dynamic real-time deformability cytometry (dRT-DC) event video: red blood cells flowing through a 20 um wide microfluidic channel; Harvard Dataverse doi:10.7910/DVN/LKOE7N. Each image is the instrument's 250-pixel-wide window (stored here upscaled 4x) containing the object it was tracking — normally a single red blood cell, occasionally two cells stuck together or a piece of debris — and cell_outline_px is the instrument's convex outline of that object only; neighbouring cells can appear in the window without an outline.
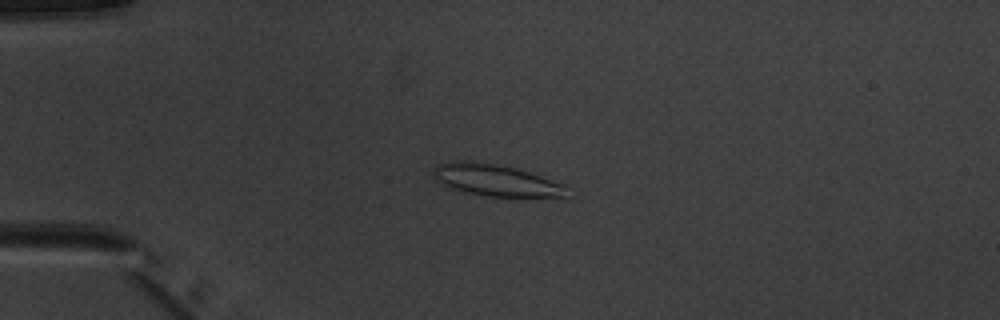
{"species": "common noctule bat (a hibernating species)", "species_latin": "Nyctalus noctula", "temperature_condition": "warm", "stored_images_in_passage": 5, "camera_frame_rate_fps": 3000, "um_per_image_px": 0.085, "animal": {"sex": "male", "body_mass_g": 20.1, "forearm_length_mm": 53.5}, "frame": {"image": 1, "passage_image": 4, "time_ms": 3.667, "image_size_px": [1000, 320], "cell_outline_px": [[568, 196], [488, 196], [464, 192], [452, 188], [436, 180], [436, 168], [440, 164], [452, 160], [456, 160], [492, 164], [516, 168], [564, 184]], "centroid_in_image_um": [42.15, 15.32], "position_along_channel_um": 42.8, "area_um2": 23.76}}